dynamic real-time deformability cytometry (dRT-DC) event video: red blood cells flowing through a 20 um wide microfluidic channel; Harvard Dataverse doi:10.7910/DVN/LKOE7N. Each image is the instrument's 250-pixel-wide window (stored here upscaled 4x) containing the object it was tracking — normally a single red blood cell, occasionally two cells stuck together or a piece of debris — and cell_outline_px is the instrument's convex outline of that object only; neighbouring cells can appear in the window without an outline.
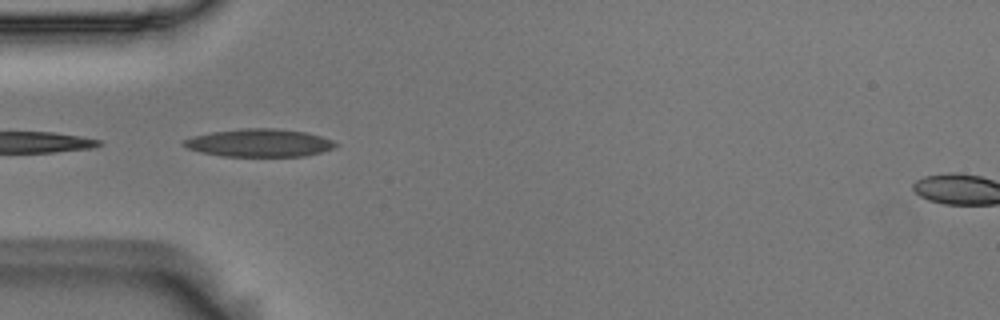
{"species": "Egyptian fruit bat (a non-hibernating species)", "species_latin": "Rousettus aegyptiacus", "temperature_condition": "room temperature", "stored_images_in_passage": 8, "camera_frame_rate_fps": 3000, "um_per_image_px": 0.085, "animal": {"sex": "male"}, "frame": {"image": 1, "passage_image": 3, "time_ms": 0.667, "image_size_px": [1000, 320], "cell_outline_px": [[340, 144], [336, 148], [304, 156], [220, 156], [188, 148], [184, 144], [184, 140], [192, 136], [212, 132], [240, 128], [272, 128], [308, 132], [332, 140]], "centroid_in_image_um": [22.1, 12.14], "position_along_channel_um": 62.9, "area_um2": 24.57}}
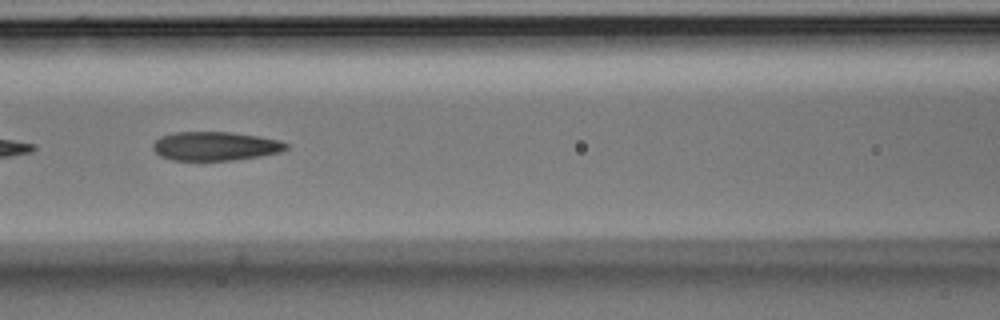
{"frame": {"image": 2, "passage_image": 5, "time_ms": 1.333, "image_size_px": [1000, 320], "cell_outline_px": [[288, 148], [280, 152], [260, 156], [232, 160], [172, 160], [160, 156], [152, 148], [152, 144], [160, 136], [176, 132], [228, 132], [256, 136], [280, 140], [288, 144]], "centroid_in_image_um": [18.28, 12.42], "position_along_channel_um": 148.3, "area_um2": 22.31}}
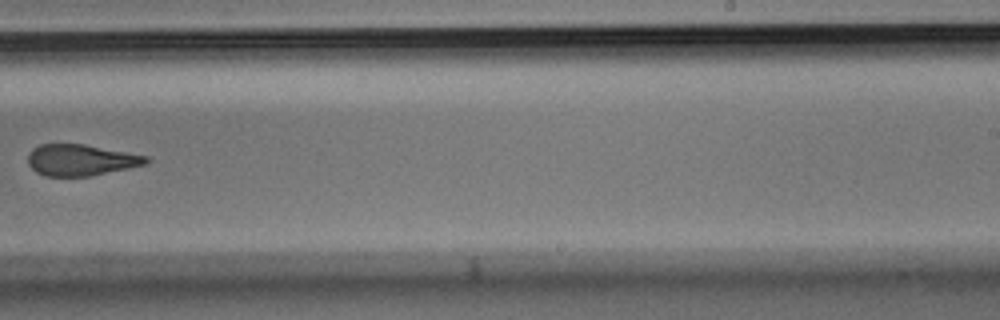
{"frame": {"image": 3, "passage_image": 8, "time_ms": 2.333, "image_size_px": [1000, 320], "cell_outline_px": [[152, 160], [148, 164], [92, 176], [44, 176], [36, 172], [28, 164], [28, 152], [32, 148], [40, 144], [84, 144], [148, 156]], "centroid_in_image_um": [6.89, 13.6], "position_along_channel_um": 282.1, "area_um2": 21.79}}